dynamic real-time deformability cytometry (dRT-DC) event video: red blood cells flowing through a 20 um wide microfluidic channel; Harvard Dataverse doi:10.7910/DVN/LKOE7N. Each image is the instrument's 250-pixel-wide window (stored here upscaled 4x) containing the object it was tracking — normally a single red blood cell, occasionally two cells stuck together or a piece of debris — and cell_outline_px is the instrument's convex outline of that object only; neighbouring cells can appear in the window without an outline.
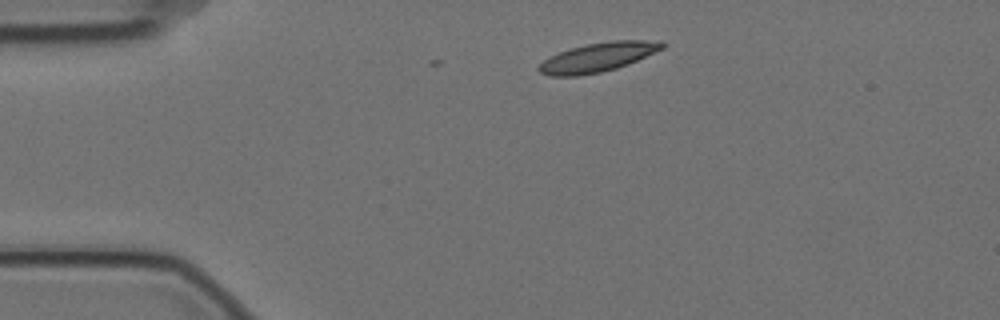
{"species": "Egyptian fruit bat (a non-hibernating species)", "species_latin": "Rousettus aegyptiacus", "temperature_condition": "cold", "stored_images_in_passage": 8, "camera_frame_rate_fps": 3000, "um_per_image_px": 0.085, "animal": {"sex": "female"}, "frame": {"image": 1, "passage_image": 1, "time_ms": 0.0, "image_size_px": [1000, 320], "cell_outline_px": [[668, 44], [664, 48], [628, 64], [616, 68], [600, 72], [576, 76], [548, 76], [540, 72], [536, 68], [544, 60], [560, 52], [572, 48], [588, 44], [612, 40], [664, 40]], "centroid_in_image_um": [50.88, 4.85], "position_along_channel_um": 34.1, "area_um2": 20.87}}